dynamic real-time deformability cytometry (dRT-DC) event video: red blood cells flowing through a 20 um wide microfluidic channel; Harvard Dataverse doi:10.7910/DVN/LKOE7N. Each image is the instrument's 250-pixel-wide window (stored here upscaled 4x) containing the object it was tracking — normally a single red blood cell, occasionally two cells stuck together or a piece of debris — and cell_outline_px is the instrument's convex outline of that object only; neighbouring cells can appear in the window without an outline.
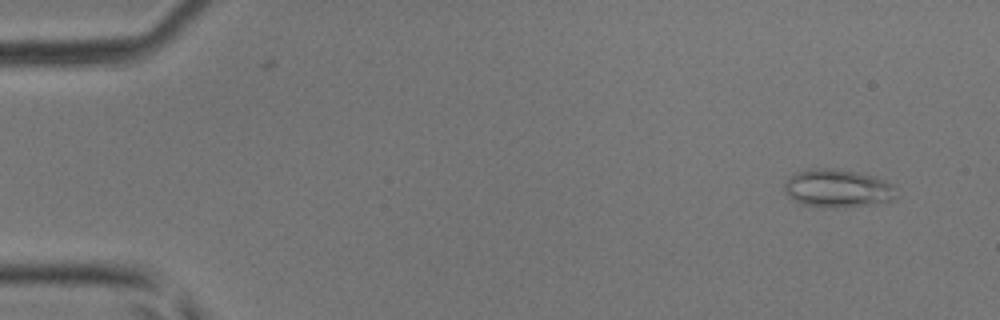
{"species": "common noctule bat (a hibernating species)", "species_latin": "Nyctalus noctula", "temperature_condition": "room temperature", "stored_images_in_passage": 47, "camera_frame_rate_fps": 3000, "um_per_image_px": 0.085, "animal": {"sex": "male", "body_mass_g": 17.9, "forearm_length_mm": 54.2}, "frame": {"image": 1, "passage_image": 4, "time_ms": 1.0, "image_size_px": [1000, 320], "cell_outline_px": [[896, 200], [872, 204], [844, 208], [832, 208], [800, 204], [788, 196], [784, 192], [784, 184], [796, 172], [808, 168], [832, 168], [856, 172], [876, 176], [892, 184], [896, 188]], "centroid_in_image_um": [71.22, 16.02], "position_along_channel_um": 13.8, "area_um2": 25.2}}
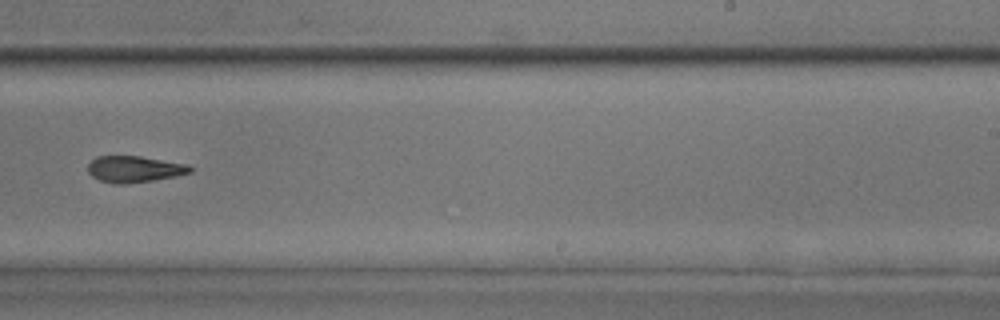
{"frame": {"image": 2, "passage_image": 30, "time_ms": 9.667, "image_size_px": [1000, 320], "cell_outline_px": [[196, 168], [192, 172], [176, 176], [152, 180], [124, 184], [116, 184], [100, 180], [92, 176], [88, 172], [88, 164], [96, 156], [140, 156], [188, 164]], "centroid_in_image_um": [11.46, 14.37], "position_along_channel_um": 277.5, "area_um2": 15.78}}
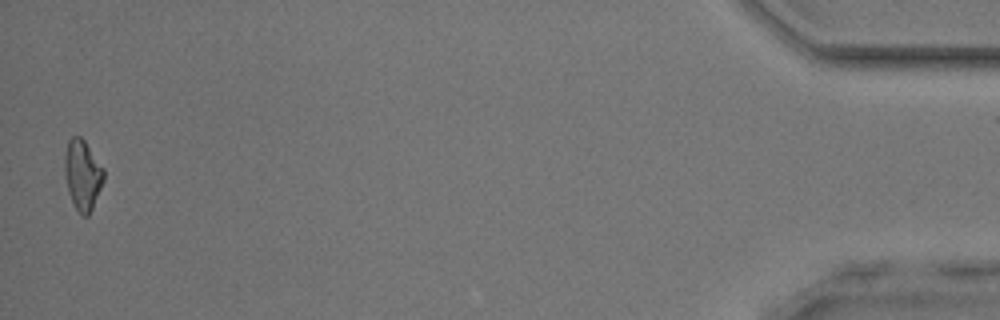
{"frame": {"image": 3, "passage_image": 46, "time_ms": 15.0, "image_size_px": [1000, 320], "cell_outline_px": [[104, 180], [92, 208], [88, 216], [80, 216], [68, 192], [64, 172], [64, 156], [68, 140], [72, 136], [80, 136], [84, 140], [104, 168]], "centroid_in_image_um": [7.01, 14.85], "position_along_channel_um": 428.2, "area_um2": 16.01}}